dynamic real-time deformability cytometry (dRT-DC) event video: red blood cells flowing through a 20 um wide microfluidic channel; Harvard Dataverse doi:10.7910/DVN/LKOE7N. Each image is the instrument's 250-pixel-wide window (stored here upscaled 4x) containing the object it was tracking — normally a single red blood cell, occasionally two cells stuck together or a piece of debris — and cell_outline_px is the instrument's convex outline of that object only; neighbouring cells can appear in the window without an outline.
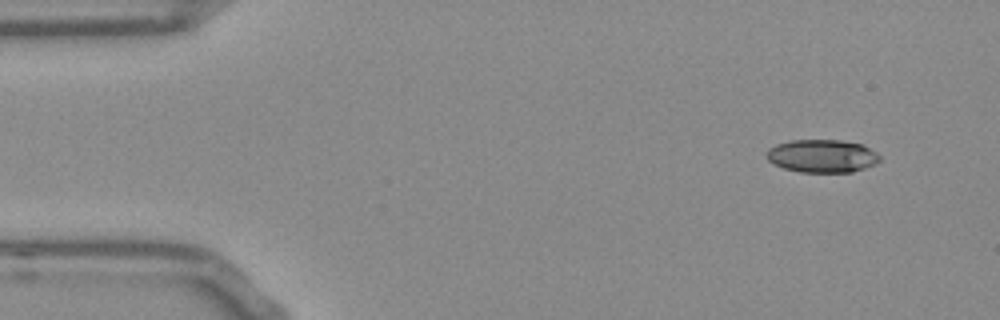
{"species": "Egyptian fruit bat (a non-hibernating species)", "species_latin": "Rousettus aegyptiacus", "temperature_condition": "room temperature", "stored_images_in_passage": 49, "camera_frame_rate_fps": 3000, "um_per_image_px": 0.085, "frame": {"image": 1, "passage_image": 1, "time_ms": 0.0, "image_size_px": [1000, 320], "cell_outline_px": [[880, 160], [876, 164], [852, 172], [800, 172], [784, 168], [768, 160], [768, 148], [776, 144], [788, 140], [840, 140], [864, 144], [876, 152], [880, 156]], "centroid_in_image_um": [69.91, 13.25], "position_along_channel_um": 15.1, "area_um2": 21.79}}
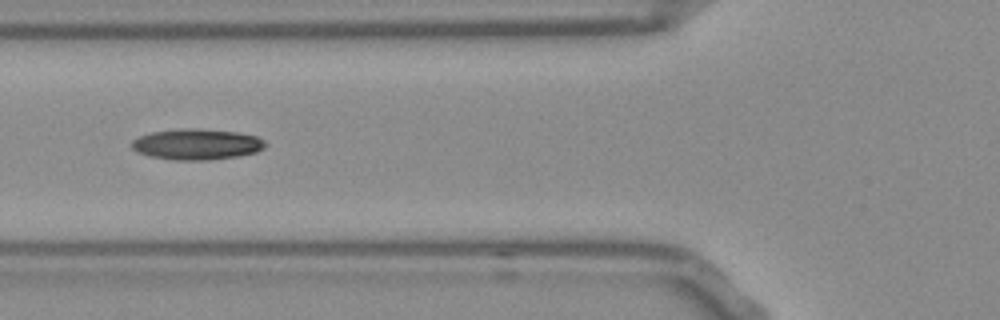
{"frame": {"image": 2, "passage_image": 16, "time_ms": 5.0, "image_size_px": [1000, 320], "cell_outline_px": [[268, 144], [264, 148], [256, 152], [236, 156], [208, 160], [172, 160], [148, 156], [136, 152], [132, 148], [132, 140], [140, 136], [152, 132], [184, 128], [200, 128], [236, 132], [256, 136], [264, 140]], "centroid_in_image_um": [16.72, 12.26], "position_along_channel_um": 109.1, "area_um2": 24.1}}
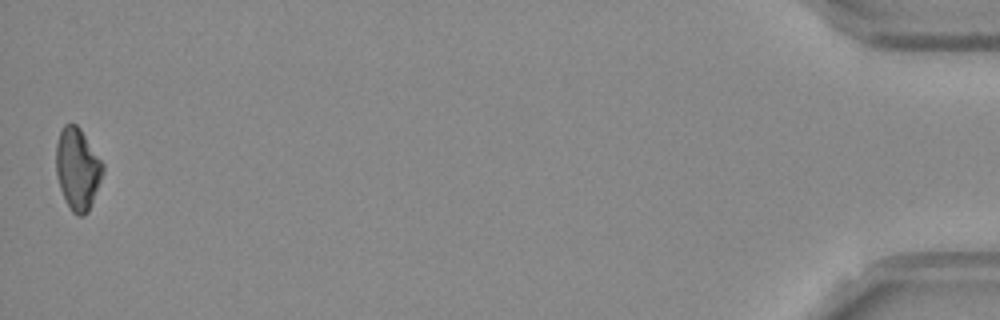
{"frame": {"image": 3, "passage_image": 49, "time_ms": 16.0, "image_size_px": [1000, 320], "cell_outline_px": [[104, 172], [88, 212], [84, 216], [76, 216], [72, 212], [60, 188], [56, 176], [56, 144], [60, 132], [64, 124], [76, 124], [80, 128], [104, 164]], "centroid_in_image_um": [6.59, 14.36], "position_along_channel_um": 428.6, "area_um2": 22.25}, "authors_computed_cell_mechanics": {"area_um2": 22.4264, "velocity_mm_per_s": 3.814, "shape_relaxation_time_tau1_ms": 8.1847, "shape_relaxation_time_tau2_ms": null, "deformation_change_tau1": 0.1805, "deformation_change_tau2": null}}